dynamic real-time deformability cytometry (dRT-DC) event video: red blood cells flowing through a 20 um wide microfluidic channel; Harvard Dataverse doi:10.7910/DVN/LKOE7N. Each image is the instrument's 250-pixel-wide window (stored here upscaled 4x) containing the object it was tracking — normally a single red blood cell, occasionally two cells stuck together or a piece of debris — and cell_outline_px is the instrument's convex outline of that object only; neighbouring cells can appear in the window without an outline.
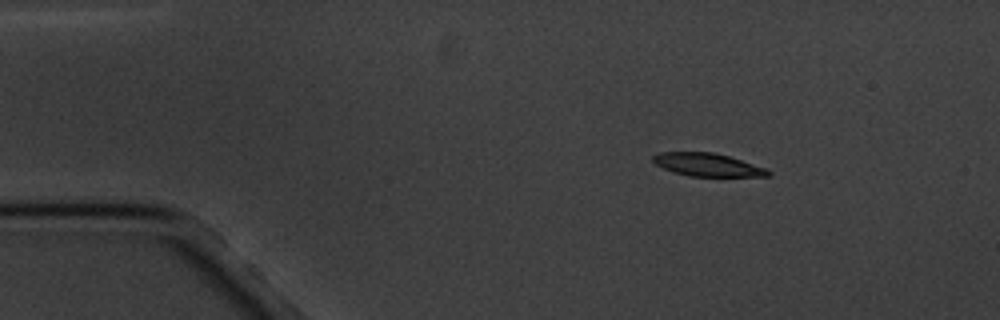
{"species": "common noctule bat (a hibernating species)", "species_latin": "Nyctalus noctula", "temperature_condition": "cold", "stored_images_in_passage": 8, "camera_frame_rate_fps": 3000, "um_per_image_px": 0.085, "animal": {"sex": "male", "body_mass_g": 20.1, "forearm_length_mm": 53.5}, "frame": {"image": 1, "passage_image": 1, "time_ms": 0.0, "image_size_px": [1000, 320], "cell_outline_px": [[772, 172], [768, 176], [688, 176], [672, 172], [656, 164], [652, 160], [652, 156], [656, 152], [712, 152], [728, 156], [768, 168]], "centroid_in_image_um": [60.13, 14.0], "position_along_channel_um": 24.9, "area_um2": 15.49}}
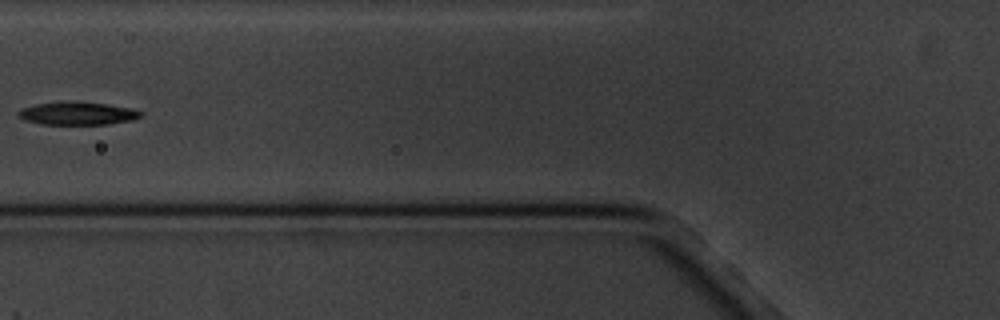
{"frame": {"image": 2, "passage_image": 5, "time_ms": 4.667, "image_size_px": [1000, 320], "cell_outline_px": [[144, 116], [132, 120], [108, 124], [40, 124], [24, 120], [16, 116], [16, 112], [24, 108], [36, 104], [68, 100], [76, 100], [108, 104], [132, 108], [144, 112]], "centroid_in_image_um": [6.61, 9.62], "position_along_channel_um": 119.2, "area_um2": 16.82}}
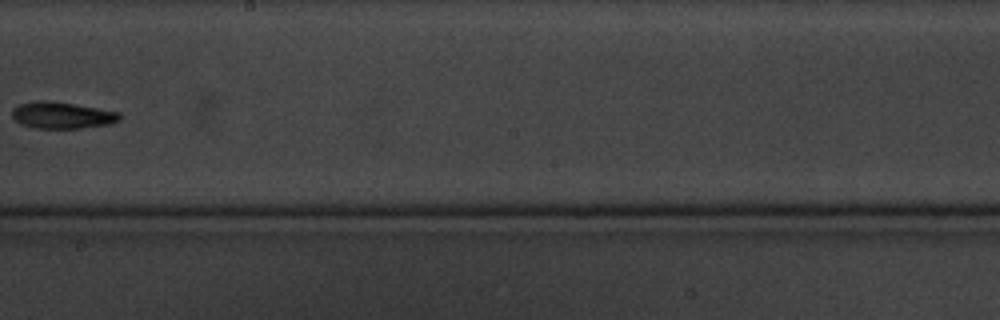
{"frame": {"image": 3, "passage_image": 8, "time_ms": 8.333, "image_size_px": [1000, 320], "cell_outline_px": [[120, 120], [108, 124], [80, 128], [36, 128], [20, 124], [12, 116], [12, 108], [20, 104], [36, 100], [48, 100], [120, 112]], "centroid_in_image_um": [5.24, 9.79], "position_along_channel_um": 243.0, "area_um2": 16.53}}